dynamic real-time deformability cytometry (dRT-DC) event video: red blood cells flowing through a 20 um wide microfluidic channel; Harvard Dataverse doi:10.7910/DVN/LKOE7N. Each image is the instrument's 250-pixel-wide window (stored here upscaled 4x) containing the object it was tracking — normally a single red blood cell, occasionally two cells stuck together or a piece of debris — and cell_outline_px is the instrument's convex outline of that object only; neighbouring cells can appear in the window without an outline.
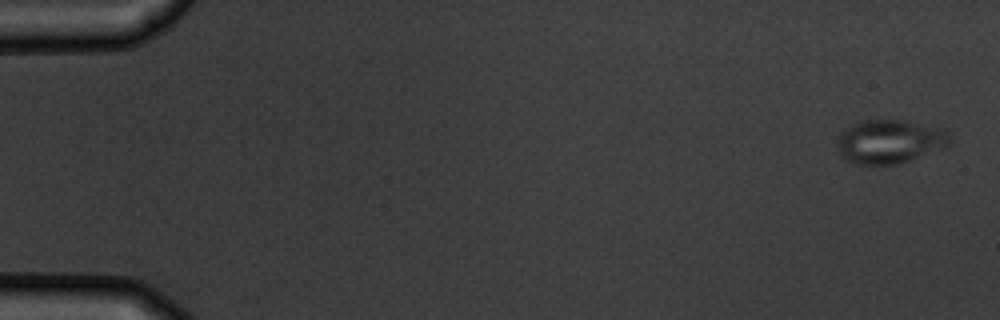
{"species": "common noctule bat (a hibernating species)", "species_latin": "Nyctalus noctula", "temperature_condition": "warm", "stored_images_in_passage": 6, "camera_frame_rate_fps": 3000, "um_per_image_px": 0.085, "animal": {"sex": "male", "body_mass_g": 19.5, "forearm_length_mm": 54.6}, "frame": {"image": 1, "passage_image": 1, "time_ms": 0.0, "image_size_px": [1000, 320], "cell_outline_px": [[952, 144], [944, 148], [896, 164], [856, 164], [844, 160], [840, 156], [836, 148], [836, 136], [844, 128], [860, 120], [904, 120], [944, 128], [948, 132], [952, 140]], "centroid_in_image_um": [75.59, 12.02], "position_along_channel_um": 9.4, "area_um2": 29.3}}